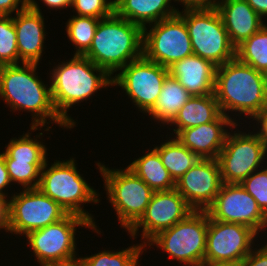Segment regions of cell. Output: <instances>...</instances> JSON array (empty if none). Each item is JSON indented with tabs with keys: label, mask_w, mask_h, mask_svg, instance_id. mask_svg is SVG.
<instances>
[{
	"label": "cell",
	"mask_w": 267,
	"mask_h": 266,
	"mask_svg": "<svg viewBox=\"0 0 267 266\" xmlns=\"http://www.w3.org/2000/svg\"><path fill=\"white\" fill-rule=\"evenodd\" d=\"M223 181L217 159H200L177 182L175 189L195 211H206Z\"/></svg>",
	"instance_id": "e0dca14e"
},
{
	"label": "cell",
	"mask_w": 267,
	"mask_h": 266,
	"mask_svg": "<svg viewBox=\"0 0 267 266\" xmlns=\"http://www.w3.org/2000/svg\"><path fill=\"white\" fill-rule=\"evenodd\" d=\"M194 210L176 190L155 191L141 218L128 230L134 238L138 228L142 227L144 246L160 232L184 220Z\"/></svg>",
	"instance_id": "9a60e30c"
},
{
	"label": "cell",
	"mask_w": 267,
	"mask_h": 266,
	"mask_svg": "<svg viewBox=\"0 0 267 266\" xmlns=\"http://www.w3.org/2000/svg\"><path fill=\"white\" fill-rule=\"evenodd\" d=\"M191 97L192 95L175 78L168 75L154 107L148 114L163 124H170Z\"/></svg>",
	"instance_id": "d4e9b609"
},
{
	"label": "cell",
	"mask_w": 267,
	"mask_h": 266,
	"mask_svg": "<svg viewBox=\"0 0 267 266\" xmlns=\"http://www.w3.org/2000/svg\"><path fill=\"white\" fill-rule=\"evenodd\" d=\"M235 124L232 118L221 114L213 122L180 130L176 139L200 159H217L229 133L224 127L235 128Z\"/></svg>",
	"instance_id": "d6986e66"
},
{
	"label": "cell",
	"mask_w": 267,
	"mask_h": 266,
	"mask_svg": "<svg viewBox=\"0 0 267 266\" xmlns=\"http://www.w3.org/2000/svg\"><path fill=\"white\" fill-rule=\"evenodd\" d=\"M214 95L222 114L239 111L255 118L267 107V75L235 57L217 66Z\"/></svg>",
	"instance_id": "7a4b0ae2"
},
{
	"label": "cell",
	"mask_w": 267,
	"mask_h": 266,
	"mask_svg": "<svg viewBox=\"0 0 267 266\" xmlns=\"http://www.w3.org/2000/svg\"><path fill=\"white\" fill-rule=\"evenodd\" d=\"M114 2L107 0H71L77 16L104 19L114 14Z\"/></svg>",
	"instance_id": "836d02e7"
},
{
	"label": "cell",
	"mask_w": 267,
	"mask_h": 266,
	"mask_svg": "<svg viewBox=\"0 0 267 266\" xmlns=\"http://www.w3.org/2000/svg\"><path fill=\"white\" fill-rule=\"evenodd\" d=\"M144 245H133L125 250L111 252L102 251L95 255L84 258L79 257V261L84 266H137L138 258L142 253Z\"/></svg>",
	"instance_id": "f546056e"
},
{
	"label": "cell",
	"mask_w": 267,
	"mask_h": 266,
	"mask_svg": "<svg viewBox=\"0 0 267 266\" xmlns=\"http://www.w3.org/2000/svg\"><path fill=\"white\" fill-rule=\"evenodd\" d=\"M235 57L267 75V24L236 47Z\"/></svg>",
	"instance_id": "4316f807"
},
{
	"label": "cell",
	"mask_w": 267,
	"mask_h": 266,
	"mask_svg": "<svg viewBox=\"0 0 267 266\" xmlns=\"http://www.w3.org/2000/svg\"><path fill=\"white\" fill-rule=\"evenodd\" d=\"M128 168L140 177L154 192L175 189L176 182L163 165L154 148L146 155L134 160Z\"/></svg>",
	"instance_id": "cb8c5ba5"
},
{
	"label": "cell",
	"mask_w": 267,
	"mask_h": 266,
	"mask_svg": "<svg viewBox=\"0 0 267 266\" xmlns=\"http://www.w3.org/2000/svg\"><path fill=\"white\" fill-rule=\"evenodd\" d=\"M165 168L177 182L200 158L177 139L155 147Z\"/></svg>",
	"instance_id": "484cf974"
},
{
	"label": "cell",
	"mask_w": 267,
	"mask_h": 266,
	"mask_svg": "<svg viewBox=\"0 0 267 266\" xmlns=\"http://www.w3.org/2000/svg\"><path fill=\"white\" fill-rule=\"evenodd\" d=\"M4 65L1 71L0 96L12 110H28L33 113L30 130L45 126L49 118L61 127L71 128L54 108L51 88L45 86L35 73L37 63Z\"/></svg>",
	"instance_id": "6da1fadb"
},
{
	"label": "cell",
	"mask_w": 267,
	"mask_h": 266,
	"mask_svg": "<svg viewBox=\"0 0 267 266\" xmlns=\"http://www.w3.org/2000/svg\"><path fill=\"white\" fill-rule=\"evenodd\" d=\"M194 54L184 19L176 15L143 29V56L166 68Z\"/></svg>",
	"instance_id": "8fae6325"
},
{
	"label": "cell",
	"mask_w": 267,
	"mask_h": 266,
	"mask_svg": "<svg viewBox=\"0 0 267 266\" xmlns=\"http://www.w3.org/2000/svg\"><path fill=\"white\" fill-rule=\"evenodd\" d=\"M255 120L261 125L257 134L267 148V107L255 117Z\"/></svg>",
	"instance_id": "f35d334b"
},
{
	"label": "cell",
	"mask_w": 267,
	"mask_h": 266,
	"mask_svg": "<svg viewBox=\"0 0 267 266\" xmlns=\"http://www.w3.org/2000/svg\"><path fill=\"white\" fill-rule=\"evenodd\" d=\"M83 56L112 75L143 56V28L115 13L100 19L91 46Z\"/></svg>",
	"instance_id": "3957f363"
},
{
	"label": "cell",
	"mask_w": 267,
	"mask_h": 266,
	"mask_svg": "<svg viewBox=\"0 0 267 266\" xmlns=\"http://www.w3.org/2000/svg\"><path fill=\"white\" fill-rule=\"evenodd\" d=\"M222 114L214 94L192 96L170 122L177 125L174 133L215 121Z\"/></svg>",
	"instance_id": "603a6c76"
},
{
	"label": "cell",
	"mask_w": 267,
	"mask_h": 266,
	"mask_svg": "<svg viewBox=\"0 0 267 266\" xmlns=\"http://www.w3.org/2000/svg\"><path fill=\"white\" fill-rule=\"evenodd\" d=\"M17 49L22 63H37L41 59L45 39L44 18L35 0L13 17Z\"/></svg>",
	"instance_id": "ac0fdd59"
},
{
	"label": "cell",
	"mask_w": 267,
	"mask_h": 266,
	"mask_svg": "<svg viewBox=\"0 0 267 266\" xmlns=\"http://www.w3.org/2000/svg\"><path fill=\"white\" fill-rule=\"evenodd\" d=\"M217 66L198 55L192 54L168 67L175 78L192 96L214 94Z\"/></svg>",
	"instance_id": "ffe728a7"
},
{
	"label": "cell",
	"mask_w": 267,
	"mask_h": 266,
	"mask_svg": "<svg viewBox=\"0 0 267 266\" xmlns=\"http://www.w3.org/2000/svg\"><path fill=\"white\" fill-rule=\"evenodd\" d=\"M21 3L20 9L18 8ZM28 6V0H0V16H10L14 11L23 10Z\"/></svg>",
	"instance_id": "d590c367"
},
{
	"label": "cell",
	"mask_w": 267,
	"mask_h": 266,
	"mask_svg": "<svg viewBox=\"0 0 267 266\" xmlns=\"http://www.w3.org/2000/svg\"><path fill=\"white\" fill-rule=\"evenodd\" d=\"M76 226L94 230L84 217L68 213L63 219L26 234L40 266H63L79 260L75 256Z\"/></svg>",
	"instance_id": "ba28073f"
},
{
	"label": "cell",
	"mask_w": 267,
	"mask_h": 266,
	"mask_svg": "<svg viewBox=\"0 0 267 266\" xmlns=\"http://www.w3.org/2000/svg\"><path fill=\"white\" fill-rule=\"evenodd\" d=\"M206 212L213 220L242 224L257 233L267 226V216L258 207L256 200L238 183H223Z\"/></svg>",
	"instance_id": "5bb4252c"
},
{
	"label": "cell",
	"mask_w": 267,
	"mask_h": 266,
	"mask_svg": "<svg viewBox=\"0 0 267 266\" xmlns=\"http://www.w3.org/2000/svg\"><path fill=\"white\" fill-rule=\"evenodd\" d=\"M3 66L4 65L0 63V79H1V71H2Z\"/></svg>",
	"instance_id": "f6af8a7d"
},
{
	"label": "cell",
	"mask_w": 267,
	"mask_h": 266,
	"mask_svg": "<svg viewBox=\"0 0 267 266\" xmlns=\"http://www.w3.org/2000/svg\"><path fill=\"white\" fill-rule=\"evenodd\" d=\"M11 183L9 174L6 168L5 159L3 153H0V197L6 202L5 193L3 189Z\"/></svg>",
	"instance_id": "74e56055"
},
{
	"label": "cell",
	"mask_w": 267,
	"mask_h": 266,
	"mask_svg": "<svg viewBox=\"0 0 267 266\" xmlns=\"http://www.w3.org/2000/svg\"><path fill=\"white\" fill-rule=\"evenodd\" d=\"M5 208H6V202L0 197V228L1 229L5 225Z\"/></svg>",
	"instance_id": "7bdbcfd3"
},
{
	"label": "cell",
	"mask_w": 267,
	"mask_h": 266,
	"mask_svg": "<svg viewBox=\"0 0 267 266\" xmlns=\"http://www.w3.org/2000/svg\"><path fill=\"white\" fill-rule=\"evenodd\" d=\"M16 29L13 17L0 16V63L3 65L19 64Z\"/></svg>",
	"instance_id": "4dcf8cb0"
},
{
	"label": "cell",
	"mask_w": 267,
	"mask_h": 266,
	"mask_svg": "<svg viewBox=\"0 0 267 266\" xmlns=\"http://www.w3.org/2000/svg\"><path fill=\"white\" fill-rule=\"evenodd\" d=\"M74 161L73 158L66 162L56 161L48 169L46 161L41 170L38 188L57 202L67 213L84 217L97 230L91 214L82 210L80 205L87 202H99L98 195L81 177Z\"/></svg>",
	"instance_id": "5b68a950"
},
{
	"label": "cell",
	"mask_w": 267,
	"mask_h": 266,
	"mask_svg": "<svg viewBox=\"0 0 267 266\" xmlns=\"http://www.w3.org/2000/svg\"><path fill=\"white\" fill-rule=\"evenodd\" d=\"M267 148L258 134L228 133L217 158L223 183L241 184L252 172L258 171Z\"/></svg>",
	"instance_id": "4fadbf2b"
},
{
	"label": "cell",
	"mask_w": 267,
	"mask_h": 266,
	"mask_svg": "<svg viewBox=\"0 0 267 266\" xmlns=\"http://www.w3.org/2000/svg\"><path fill=\"white\" fill-rule=\"evenodd\" d=\"M183 12L178 10L185 21L195 55L213 62L216 66L235 58L236 48L231 43L217 8Z\"/></svg>",
	"instance_id": "8992f818"
},
{
	"label": "cell",
	"mask_w": 267,
	"mask_h": 266,
	"mask_svg": "<svg viewBox=\"0 0 267 266\" xmlns=\"http://www.w3.org/2000/svg\"><path fill=\"white\" fill-rule=\"evenodd\" d=\"M185 6L184 10L214 9L217 8V0H175ZM216 1V2H215Z\"/></svg>",
	"instance_id": "8d00e7d4"
},
{
	"label": "cell",
	"mask_w": 267,
	"mask_h": 266,
	"mask_svg": "<svg viewBox=\"0 0 267 266\" xmlns=\"http://www.w3.org/2000/svg\"><path fill=\"white\" fill-rule=\"evenodd\" d=\"M51 8L64 9L71 6V0H41Z\"/></svg>",
	"instance_id": "60d3db41"
},
{
	"label": "cell",
	"mask_w": 267,
	"mask_h": 266,
	"mask_svg": "<svg viewBox=\"0 0 267 266\" xmlns=\"http://www.w3.org/2000/svg\"><path fill=\"white\" fill-rule=\"evenodd\" d=\"M193 266H241V264L232 262L211 261L208 259H204L200 261L198 264Z\"/></svg>",
	"instance_id": "b9f144b4"
},
{
	"label": "cell",
	"mask_w": 267,
	"mask_h": 266,
	"mask_svg": "<svg viewBox=\"0 0 267 266\" xmlns=\"http://www.w3.org/2000/svg\"><path fill=\"white\" fill-rule=\"evenodd\" d=\"M120 70L112 77V85L122 87L133 103L148 113L161 93L163 82L169 75L168 68L141 56Z\"/></svg>",
	"instance_id": "7c38bea8"
},
{
	"label": "cell",
	"mask_w": 267,
	"mask_h": 266,
	"mask_svg": "<svg viewBox=\"0 0 267 266\" xmlns=\"http://www.w3.org/2000/svg\"><path fill=\"white\" fill-rule=\"evenodd\" d=\"M114 13L128 21L146 28L178 13L175 7H169L171 0H114ZM151 23V24H150Z\"/></svg>",
	"instance_id": "7402d4cb"
},
{
	"label": "cell",
	"mask_w": 267,
	"mask_h": 266,
	"mask_svg": "<svg viewBox=\"0 0 267 266\" xmlns=\"http://www.w3.org/2000/svg\"><path fill=\"white\" fill-rule=\"evenodd\" d=\"M217 10L235 48L265 25L246 0H218Z\"/></svg>",
	"instance_id": "44dd1931"
},
{
	"label": "cell",
	"mask_w": 267,
	"mask_h": 266,
	"mask_svg": "<svg viewBox=\"0 0 267 266\" xmlns=\"http://www.w3.org/2000/svg\"><path fill=\"white\" fill-rule=\"evenodd\" d=\"M104 178L108 199L127 231L141 218L154 191L128 167L110 170L97 164Z\"/></svg>",
	"instance_id": "52a82bcc"
},
{
	"label": "cell",
	"mask_w": 267,
	"mask_h": 266,
	"mask_svg": "<svg viewBox=\"0 0 267 266\" xmlns=\"http://www.w3.org/2000/svg\"><path fill=\"white\" fill-rule=\"evenodd\" d=\"M257 232L242 224L209 217L205 259L241 264L252 251Z\"/></svg>",
	"instance_id": "2e32d148"
},
{
	"label": "cell",
	"mask_w": 267,
	"mask_h": 266,
	"mask_svg": "<svg viewBox=\"0 0 267 266\" xmlns=\"http://www.w3.org/2000/svg\"><path fill=\"white\" fill-rule=\"evenodd\" d=\"M5 164L11 183L17 182L23 189L38 188L44 164H28L22 161H5Z\"/></svg>",
	"instance_id": "1f68e13d"
},
{
	"label": "cell",
	"mask_w": 267,
	"mask_h": 266,
	"mask_svg": "<svg viewBox=\"0 0 267 266\" xmlns=\"http://www.w3.org/2000/svg\"><path fill=\"white\" fill-rule=\"evenodd\" d=\"M100 19L94 17L73 16L67 23V36L77 47L75 55L83 56L90 48Z\"/></svg>",
	"instance_id": "f1b7e54d"
},
{
	"label": "cell",
	"mask_w": 267,
	"mask_h": 266,
	"mask_svg": "<svg viewBox=\"0 0 267 266\" xmlns=\"http://www.w3.org/2000/svg\"><path fill=\"white\" fill-rule=\"evenodd\" d=\"M6 201L3 229L28 234L63 219L68 213L39 188L24 189Z\"/></svg>",
	"instance_id": "30bf717a"
},
{
	"label": "cell",
	"mask_w": 267,
	"mask_h": 266,
	"mask_svg": "<svg viewBox=\"0 0 267 266\" xmlns=\"http://www.w3.org/2000/svg\"><path fill=\"white\" fill-rule=\"evenodd\" d=\"M51 73V97L58 115L72 128L75 122L67 115L74 104L90 98L97 90L113 84L111 75L95 65L89 58L74 55ZM99 72V75L94 72Z\"/></svg>",
	"instance_id": "277c9868"
},
{
	"label": "cell",
	"mask_w": 267,
	"mask_h": 266,
	"mask_svg": "<svg viewBox=\"0 0 267 266\" xmlns=\"http://www.w3.org/2000/svg\"><path fill=\"white\" fill-rule=\"evenodd\" d=\"M209 216L206 211H193L184 220L157 234L149 246L157 245L168 257L193 266L205 259Z\"/></svg>",
	"instance_id": "9c48e42d"
},
{
	"label": "cell",
	"mask_w": 267,
	"mask_h": 266,
	"mask_svg": "<svg viewBox=\"0 0 267 266\" xmlns=\"http://www.w3.org/2000/svg\"><path fill=\"white\" fill-rule=\"evenodd\" d=\"M241 266H267V244L251 251L242 261Z\"/></svg>",
	"instance_id": "e575fe53"
},
{
	"label": "cell",
	"mask_w": 267,
	"mask_h": 266,
	"mask_svg": "<svg viewBox=\"0 0 267 266\" xmlns=\"http://www.w3.org/2000/svg\"><path fill=\"white\" fill-rule=\"evenodd\" d=\"M246 2L261 18L267 15V0H246Z\"/></svg>",
	"instance_id": "ab89813d"
},
{
	"label": "cell",
	"mask_w": 267,
	"mask_h": 266,
	"mask_svg": "<svg viewBox=\"0 0 267 266\" xmlns=\"http://www.w3.org/2000/svg\"><path fill=\"white\" fill-rule=\"evenodd\" d=\"M241 185L256 200L258 207L267 216V168L252 172Z\"/></svg>",
	"instance_id": "d6a6232c"
},
{
	"label": "cell",
	"mask_w": 267,
	"mask_h": 266,
	"mask_svg": "<svg viewBox=\"0 0 267 266\" xmlns=\"http://www.w3.org/2000/svg\"><path fill=\"white\" fill-rule=\"evenodd\" d=\"M63 266H84L79 260L73 263L65 264Z\"/></svg>",
	"instance_id": "ee69618b"
},
{
	"label": "cell",
	"mask_w": 267,
	"mask_h": 266,
	"mask_svg": "<svg viewBox=\"0 0 267 266\" xmlns=\"http://www.w3.org/2000/svg\"><path fill=\"white\" fill-rule=\"evenodd\" d=\"M29 133L19 139H12L3 153L5 161H22L28 164H45L46 147L41 142L29 138Z\"/></svg>",
	"instance_id": "83f0119b"
}]
</instances>
